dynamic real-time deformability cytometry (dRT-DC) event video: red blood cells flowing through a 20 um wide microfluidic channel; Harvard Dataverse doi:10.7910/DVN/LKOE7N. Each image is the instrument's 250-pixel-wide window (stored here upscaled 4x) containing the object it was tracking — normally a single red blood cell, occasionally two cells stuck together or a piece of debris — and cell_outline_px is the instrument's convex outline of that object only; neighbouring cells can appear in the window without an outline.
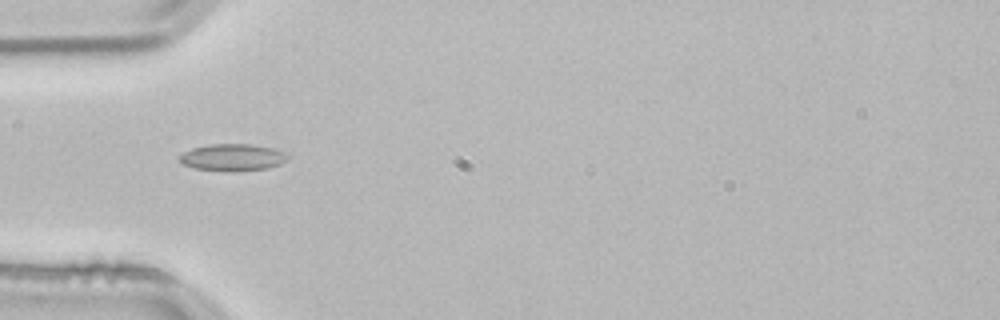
{"species": "common noctule bat (a hibernating species)", "species_latin": "Nyctalus noctula", "temperature_condition": "room temperature", "stored_images_in_passage": 2, "camera_frame_rate_fps": 3000, "um_per_image_px": 0.085, "animal": {"sex": "male", "body_mass_g": 21.5, "forearm_length_mm": 52.0}, "frame": {"image": 1, "passage_image": 2, "time_ms": 0.333, "image_size_px": [1000, 320], "cell_outline_px": [[288, 160], [280, 164], [268, 168], [240, 172], [224, 172], [192, 168], [180, 164], [176, 160], [184, 152], [192, 148], [208, 144], [248, 144], [272, 148], [284, 152], [288, 156]], "centroid_in_image_um": [19.72, 13.4], "position_along_channel_um": 65.3, "area_um2": 17.46}}